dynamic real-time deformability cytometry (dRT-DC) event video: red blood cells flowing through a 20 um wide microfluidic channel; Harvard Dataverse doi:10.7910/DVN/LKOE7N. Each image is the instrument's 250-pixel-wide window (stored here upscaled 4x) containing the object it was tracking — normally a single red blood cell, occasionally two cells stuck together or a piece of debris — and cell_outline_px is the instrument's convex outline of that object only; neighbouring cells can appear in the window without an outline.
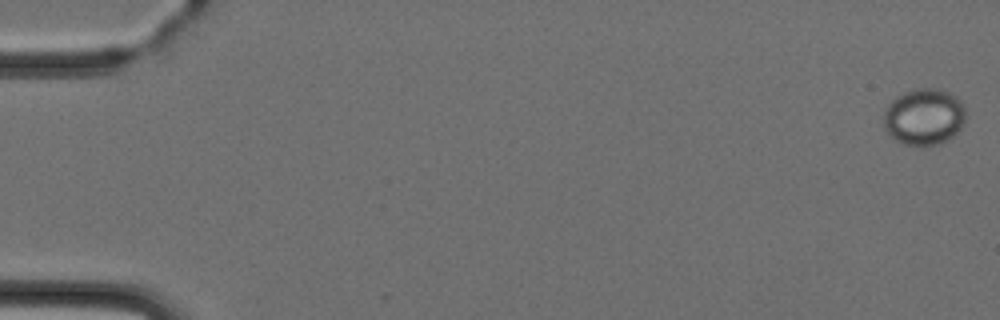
{"species": "Egyptian fruit bat (a non-hibernating species)", "species_latin": "Rousettus aegyptiacus", "temperature_condition": "cold", "stored_images_in_passage": 6, "camera_frame_rate_fps": 3000, "um_per_image_px": 0.085, "animal": {"sex": "female"}, "frame": {"image": 1, "passage_image": 1, "time_ms": 0.0, "image_size_px": [1000, 320], "cell_outline_px": [[964, 124], [952, 136], [940, 144], [904, 144], [896, 140], [884, 128], [884, 112], [888, 104], [896, 96], [904, 92], [916, 88], [936, 88], [948, 92], [956, 96], [964, 104]], "centroid_in_image_um": [78.54, 9.89], "position_along_channel_um": 6.5, "area_um2": 26.82}}